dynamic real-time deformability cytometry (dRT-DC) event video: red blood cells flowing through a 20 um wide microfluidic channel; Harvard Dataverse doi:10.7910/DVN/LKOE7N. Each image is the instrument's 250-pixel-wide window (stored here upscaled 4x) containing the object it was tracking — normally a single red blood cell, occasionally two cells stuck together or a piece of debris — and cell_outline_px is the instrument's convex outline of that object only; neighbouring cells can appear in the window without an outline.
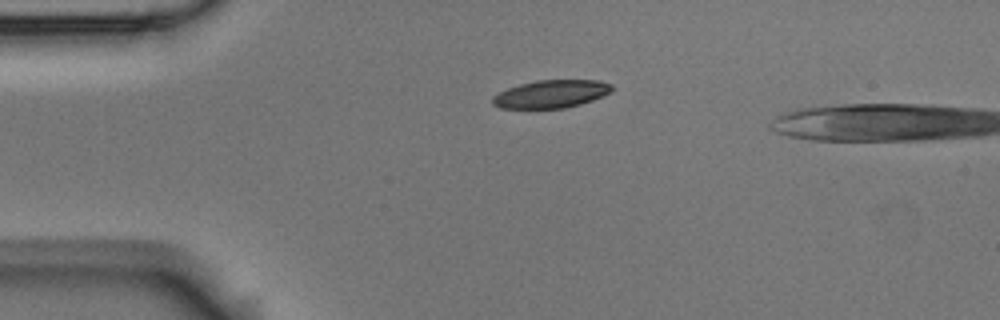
{"species": "Egyptian fruit bat (a non-hibernating species)", "species_latin": "Rousettus aegyptiacus", "temperature_condition": "room temperature", "stored_images_in_passage": 2, "camera_frame_rate_fps": 3000, "um_per_image_px": 0.085, "animal": {"sex": "male"}, "frame": {"image": 1, "passage_image": 1, "time_ms": 0.0, "image_size_px": [1000, 320], "cell_outline_px": [[612, 92], [592, 100], [580, 104], [564, 108], [500, 108], [492, 104], [492, 96], [508, 88], [520, 84], [536, 80], [596, 80], [612, 84]], "centroid_in_image_um": [46.84, 7.98], "position_along_channel_um": 38.2, "area_um2": 19.31}}